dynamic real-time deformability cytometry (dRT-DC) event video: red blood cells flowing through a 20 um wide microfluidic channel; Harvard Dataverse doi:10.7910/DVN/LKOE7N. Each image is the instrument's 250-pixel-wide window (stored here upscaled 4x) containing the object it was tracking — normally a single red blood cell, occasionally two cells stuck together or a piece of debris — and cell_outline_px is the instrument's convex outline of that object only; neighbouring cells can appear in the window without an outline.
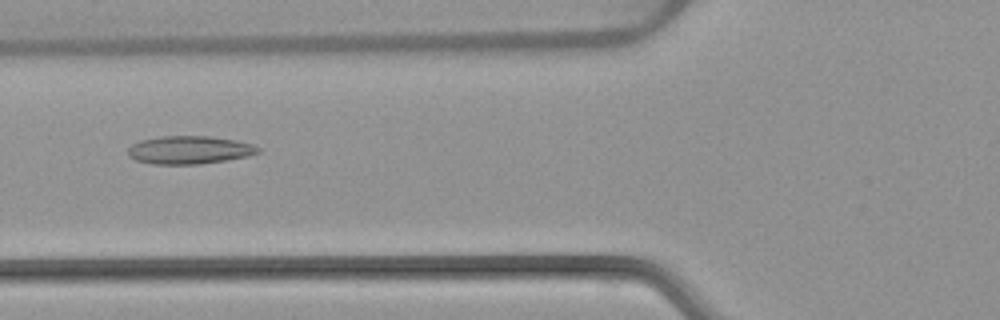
{"species": "common noctule bat (a hibernating species)", "species_latin": "Nyctalus noctula", "temperature_condition": "warm", "stored_images_in_passage": 52, "camera_frame_rate_fps": 3000, "um_per_image_px": 0.085, "animal": {"sex": "female", "body_mass_g": 22.7, "forearm_length_mm": 54.2}, "frame": {"image": 1, "passage_image": 20, "time_ms": 6.333, "image_size_px": [1000, 320], "cell_outline_px": [[260, 152], [248, 156], [228, 160], [200, 164], [152, 164], [136, 160], [128, 156], [128, 148], [132, 144], [140, 140], [160, 136], [208, 136], [236, 140], [252, 144], [260, 148]], "centroid_in_image_um": [16.09, 12.75], "position_along_channel_um": 109.7, "area_um2": 21.39}}
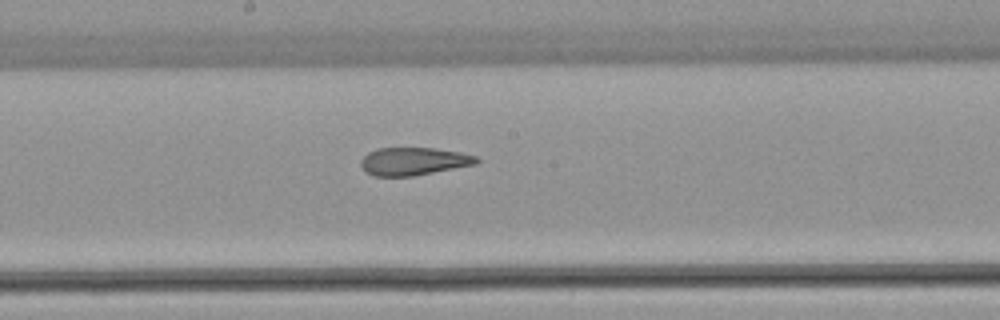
{"frame": {"image": 2, "passage_image": 28, "time_ms": 9.0, "image_size_px": [1000, 320], "cell_outline_px": [[480, 160], [476, 164], [412, 176], [372, 176], [364, 172], [360, 164], [360, 160], [368, 152], [376, 148], [436, 148], [460, 152], [476, 156]], "centroid_in_image_um": [35.11, 13.71], "position_along_channel_um": 213.1, "area_um2": 18.84}}
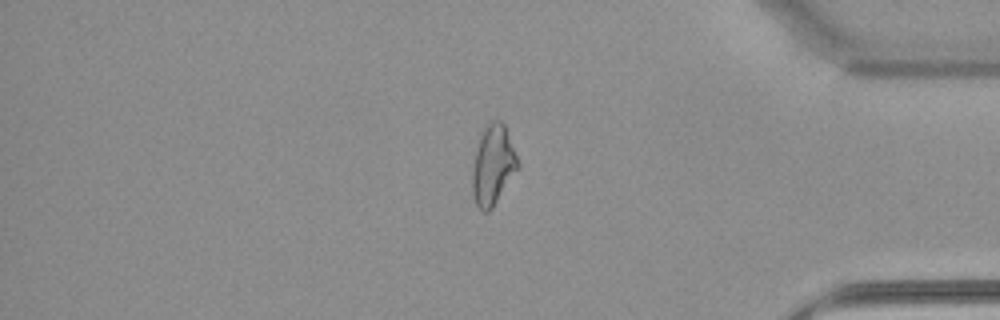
{"frame": {"image": 3, "passage_image": 44, "time_ms": 14.333, "image_size_px": [1000, 320], "cell_outline_px": [[520, 164], [492, 208], [488, 212], [480, 212], [476, 204], [472, 192], [472, 168], [480, 132], [492, 120], [500, 120], [504, 124]], "centroid_in_image_um": [41.87, 14.03], "position_along_channel_um": 393.3, "area_um2": 20.98}, "authors_computed_cell_mechanics": {"area_um2": 21.386, "velocity_mm_per_s": 3.8729, "shape_relaxation_time_tau1_ms": null, "shape_relaxation_time_tau2_ms": 2.262, "deformation_change_tau1": null, "deformation_change_tau2": 0.1008}}